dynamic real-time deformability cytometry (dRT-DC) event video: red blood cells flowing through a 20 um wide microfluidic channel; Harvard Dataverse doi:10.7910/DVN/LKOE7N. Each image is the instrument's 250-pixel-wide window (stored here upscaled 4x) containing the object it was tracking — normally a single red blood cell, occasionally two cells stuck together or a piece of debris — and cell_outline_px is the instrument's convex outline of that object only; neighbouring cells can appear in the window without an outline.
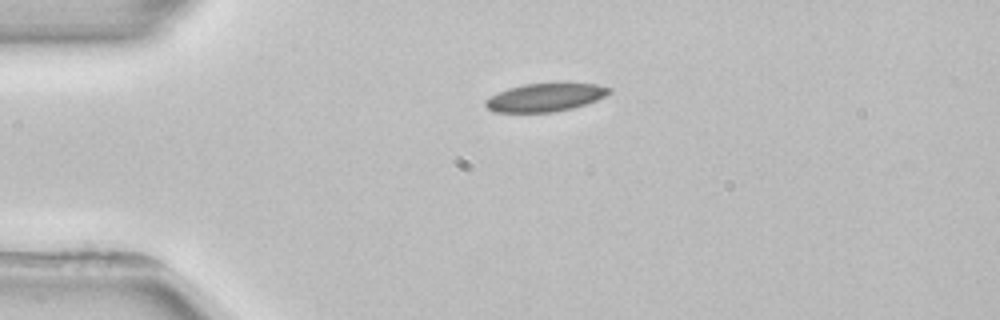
{"species": "common noctule bat (a hibernating species)", "species_latin": "Nyctalus noctula", "temperature_condition": "room temperature", "stored_images_in_passage": 3, "camera_frame_rate_fps": 3000, "um_per_image_px": 0.085, "animal": {"sex": "female", "body_mass_g": 22.7, "forearm_length_mm": 54.2}, "frame": {"image": 1, "passage_image": 1, "time_ms": 0.0, "image_size_px": [1000, 320], "cell_outline_px": [[612, 92], [596, 100], [572, 108], [552, 112], [492, 112], [484, 104], [484, 100], [508, 88], [524, 84], [596, 84], [612, 88]], "centroid_in_image_um": [46.33, 8.29], "position_along_channel_um": 38.7, "area_um2": 19.94}}
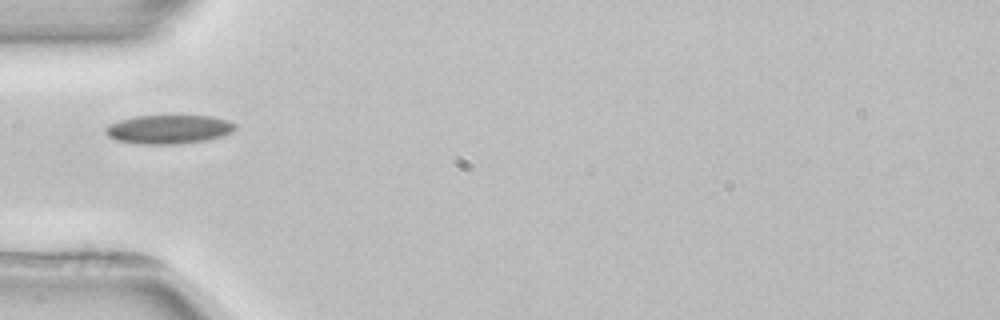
{"frame": {"image": 2, "passage_image": 2, "time_ms": 1.667, "image_size_px": [1000, 320], "cell_outline_px": [[236, 128], [232, 132], [220, 136], [204, 140], [176, 144], [140, 144], [116, 140], [108, 136], [104, 132], [104, 128], [108, 124], [120, 120], [136, 116], [212, 116], [228, 120], [236, 124]], "centroid_in_image_um": [14.31, 10.99], "position_along_channel_um": 70.7, "area_um2": 21.73}}